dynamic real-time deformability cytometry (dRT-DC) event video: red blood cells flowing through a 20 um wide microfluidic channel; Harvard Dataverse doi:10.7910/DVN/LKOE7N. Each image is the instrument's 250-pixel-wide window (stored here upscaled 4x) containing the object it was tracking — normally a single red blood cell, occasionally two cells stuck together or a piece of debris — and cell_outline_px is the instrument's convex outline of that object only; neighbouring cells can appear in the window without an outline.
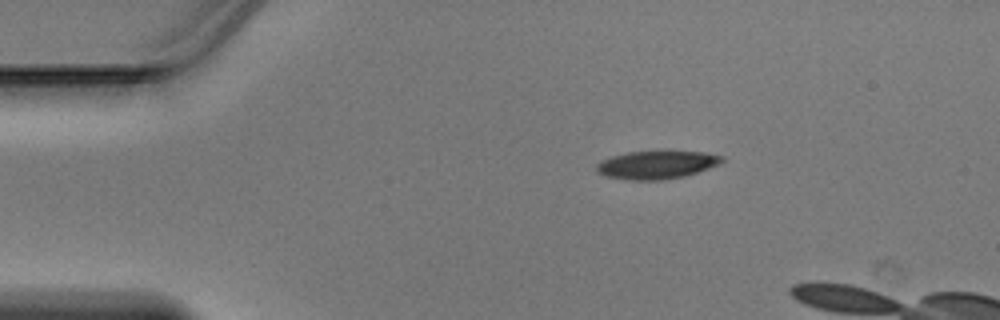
{"species": "Egyptian fruit bat (a non-hibernating species)", "species_latin": "Rousettus aegyptiacus", "temperature_condition": "warm", "stored_images_in_passage": 7, "camera_frame_rate_fps": 3000, "um_per_image_px": 0.085, "animal": {"sex": "male"}, "frame": {"image": 1, "passage_image": 1, "time_ms": 0.0, "image_size_px": [1000, 320], "cell_outline_px": [[724, 160], [720, 164], [684, 176], [664, 180], [628, 180], [604, 176], [596, 172], [596, 164], [600, 160], [612, 156], [628, 152], [664, 148], [704, 152], [724, 156]], "centroid_in_image_um": [55.81, 13.96], "position_along_channel_um": 29.2, "area_um2": 21.56}}